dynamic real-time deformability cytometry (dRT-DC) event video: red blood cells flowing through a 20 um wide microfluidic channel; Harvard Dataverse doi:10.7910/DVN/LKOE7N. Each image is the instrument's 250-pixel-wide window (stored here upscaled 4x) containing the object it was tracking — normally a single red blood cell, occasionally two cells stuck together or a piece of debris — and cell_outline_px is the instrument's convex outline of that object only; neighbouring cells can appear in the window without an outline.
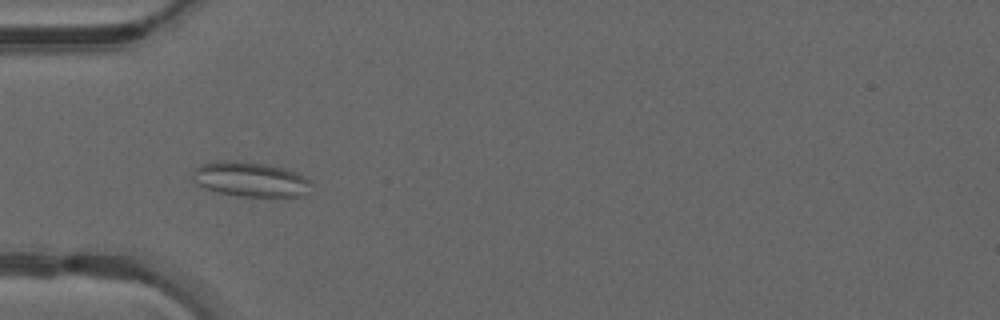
{"species": "common noctule bat (a hibernating species)", "species_latin": "Nyctalus noctula", "temperature_condition": "warm", "stored_images_in_passage": 46, "camera_frame_rate_fps": 3000, "um_per_image_px": 0.085, "animal": {"sex": "male", "forearm_length_mm": 52.5}, "frame": {"image": 1, "passage_image": 13, "time_ms": 4.0, "image_size_px": [1000, 320], "cell_outline_px": [[312, 184], [308, 196], [240, 196], [216, 192], [204, 188], [192, 176], [196, 168], [200, 164], [216, 160], [228, 160], [268, 164], [284, 168], [296, 172], [312, 180]], "centroid_in_image_um": [21.35, 15.24], "position_along_channel_um": 63.7, "area_um2": 24.22}}
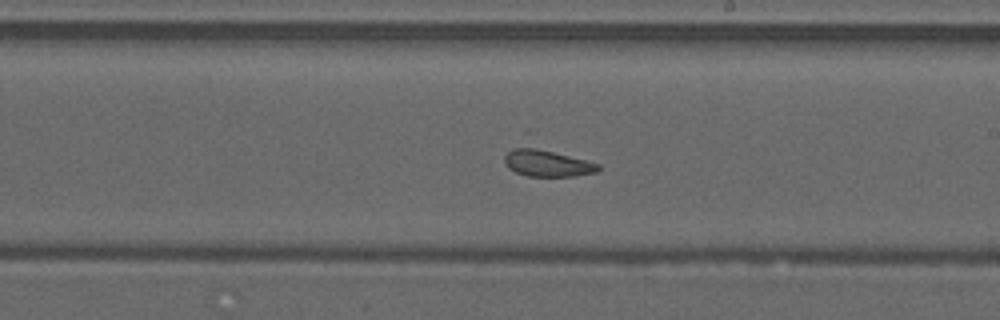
{"frame": {"image": 2, "passage_image": 26, "time_ms": 8.333, "image_size_px": [1000, 320], "cell_outline_px": [[600, 168], [596, 172], [576, 176], [528, 176], [516, 172], [508, 168], [504, 160], [504, 156], [512, 148], [536, 148], [600, 164]], "centroid_in_image_um": [46.49, 13.89], "position_along_channel_um": 242.5, "area_um2": 14.16}}
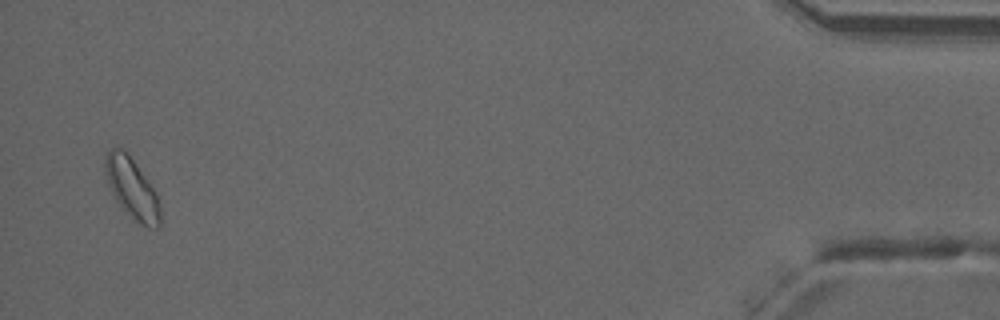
{"frame": {"image": 3, "passage_image": 45, "time_ms": 14.667, "image_size_px": [1000, 320], "cell_outline_px": [[160, 224], [156, 228], [148, 228], [140, 224], [116, 200], [108, 184], [104, 172], [104, 160], [108, 152], [112, 148], [124, 148], [128, 152], [156, 192], [160, 204]], "centroid_in_image_um": [11.22, 15.97], "position_along_channel_um": 424.0, "area_um2": 19.25}, "authors_computed_cell_mechanics": {"area_um2": 16.6753, "velocity_mm_per_s": 4.1779, "shape_relaxation_time_tau1_ms": null, "shape_relaxation_time_tau2_ms": 1.7352, "deformation_change_tau1": null, "deformation_change_tau2": 0.0834}}